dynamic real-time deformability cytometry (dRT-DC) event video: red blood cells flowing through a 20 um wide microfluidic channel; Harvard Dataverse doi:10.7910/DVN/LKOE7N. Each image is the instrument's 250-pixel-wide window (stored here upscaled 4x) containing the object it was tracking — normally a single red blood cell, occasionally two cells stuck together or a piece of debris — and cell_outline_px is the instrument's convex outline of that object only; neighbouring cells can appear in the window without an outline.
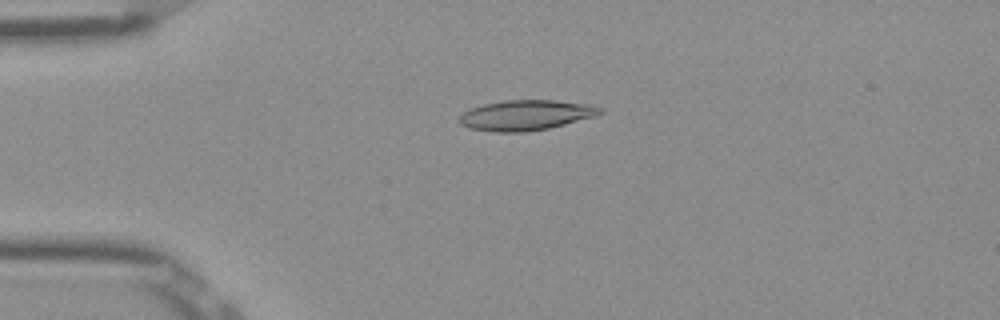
{"species": "Egyptian fruit bat (a non-hibernating species)", "species_latin": "Rousettus aegyptiacus", "temperature_condition": "room temperature", "stored_images_in_passage": 51, "camera_frame_rate_fps": 3000, "um_per_image_px": 0.085, "frame": {"image": 1, "passage_image": 12, "time_ms": 3.667, "image_size_px": [1000, 320], "cell_outline_px": [[604, 112], [596, 116], [548, 128], [524, 132], [492, 132], [468, 128], [460, 124], [456, 120], [464, 112], [472, 108], [484, 104], [504, 100], [556, 100], [596, 104], [604, 108]], "centroid_in_image_um": [44.74, 9.78], "position_along_channel_um": 40.3, "area_um2": 25.14}}
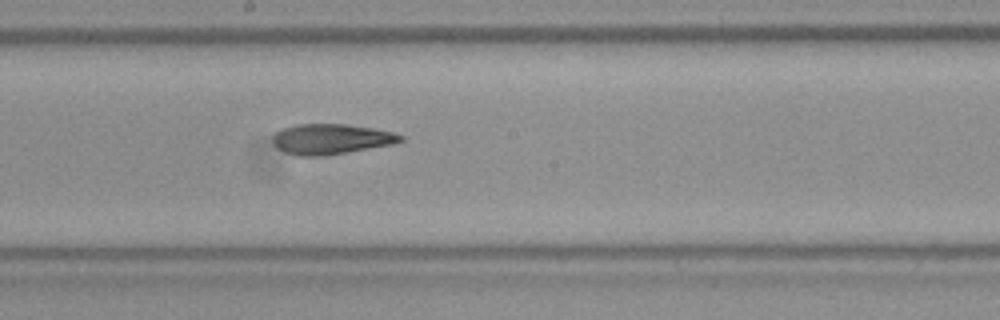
{"frame": {"image": 2, "passage_image": 28, "time_ms": 9.0, "image_size_px": [1000, 320], "cell_outline_px": [[404, 140], [392, 144], [348, 152], [324, 156], [296, 156], [284, 152], [276, 148], [272, 140], [272, 136], [276, 132], [284, 128], [296, 124], [348, 124], [372, 128], [392, 132], [404, 136]], "centroid_in_image_um": [28.11, 11.82], "position_along_channel_um": 220.1, "area_um2": 22.66}}
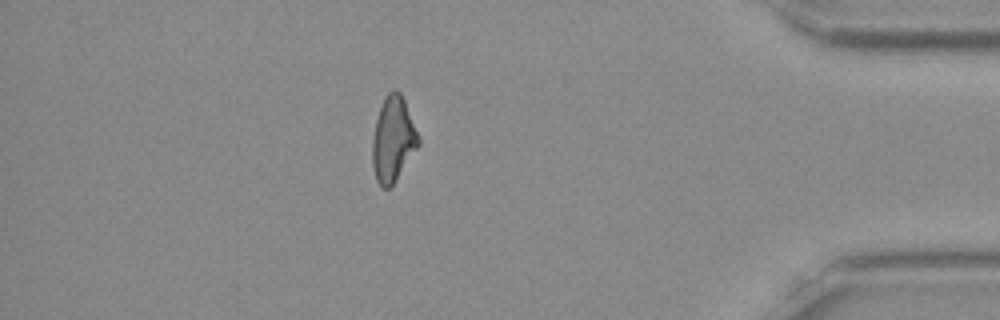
{"frame": {"image": 3, "passage_image": 45, "time_ms": 14.667, "image_size_px": [1000, 320], "cell_outline_px": [[420, 144], [392, 184], [388, 188], [380, 188], [376, 180], [372, 164], [372, 140], [376, 120], [384, 96], [392, 88], [396, 88], [400, 92], [404, 100], [420, 140]], "centroid_in_image_um": [33.38, 11.82], "position_along_channel_um": 401.8, "area_um2": 22.6}, "authors_computed_cell_mechanics": {"area_um2": 23.0622, "velocity_mm_per_s": 3.904, "shape_relaxation_time_tau1_ms": null, "shape_relaxation_time_tau2_ms": 5.0551, "deformation_change_tau1": null, "deformation_change_tau2": 0.1498}}